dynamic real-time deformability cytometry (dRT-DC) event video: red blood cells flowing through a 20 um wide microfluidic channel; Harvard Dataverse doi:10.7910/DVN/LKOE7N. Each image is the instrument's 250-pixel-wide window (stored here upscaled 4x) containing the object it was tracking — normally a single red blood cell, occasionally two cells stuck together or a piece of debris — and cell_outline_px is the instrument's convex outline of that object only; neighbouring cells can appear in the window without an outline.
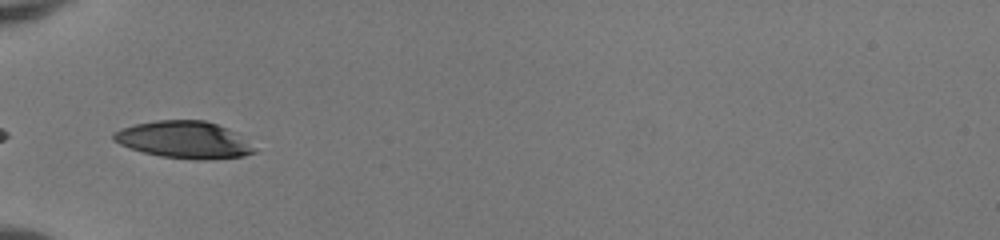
{"species": "human", "species_latin": "Homo sapiens", "temperature_condition": "room temperature", "stored_images_in_passage": 33, "camera_frame_rate_fps": 3000, "um_per_image_px": 0.085, "donor": {"sex": "female"}, "frame": {"image": 1, "passage_image": 1, "time_ms": 0.0, "image_size_px": [1000, 240], "cell_outline_px": [[256, 152], [244, 156], [212, 160], [196, 160], [160, 156], [144, 152], [120, 144], [112, 140], [112, 132], [120, 128], [136, 124], [156, 120], [204, 120], [228, 128], [236, 132]], "centroid_in_image_um": [15.61, 11.88], "position_along_channel_um": 69.4, "area_um2": 30.29}}
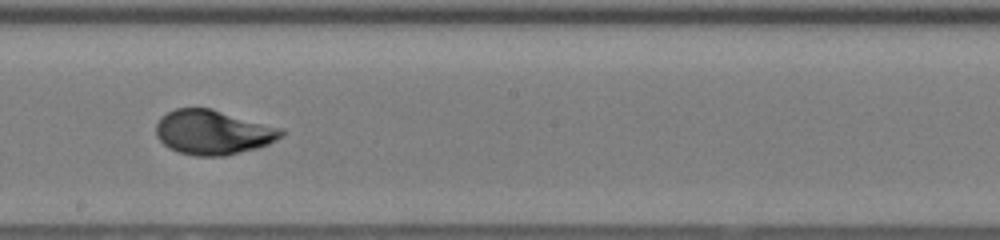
{"frame": {"image": 2, "passage_image": 13, "time_ms": 4.0, "image_size_px": [1000, 240], "cell_outline_px": [[284, 132], [276, 140], [268, 144], [256, 148], [224, 156], [196, 156], [180, 152], [168, 148], [156, 136], [156, 124], [160, 116], [176, 108], [212, 108], [284, 128]], "centroid_in_image_um": [18.1, 11.23], "position_along_channel_um": 230.1, "area_um2": 32.66}}
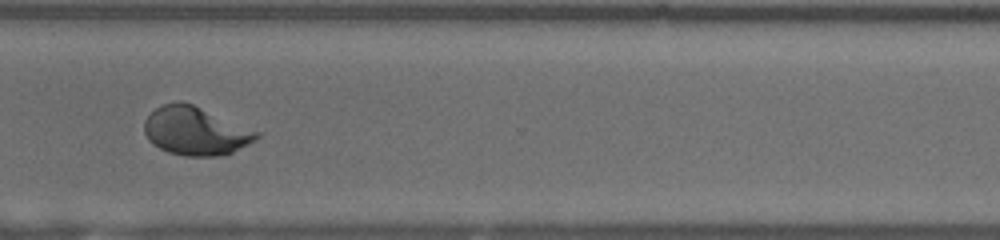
{"frame": {"image": 3, "passage_image": 22, "time_ms": 7.0, "image_size_px": [1000, 240], "cell_outline_px": [[264, 132], [256, 140], [224, 156], [184, 156], [168, 152], [152, 144], [148, 140], [144, 132], [144, 120], [160, 104], [180, 100], [192, 104]], "centroid_in_image_um": [16.65, 11.13], "position_along_channel_um": 353.9, "area_um2": 32.19}, "authors_computed_cell_mechanics": {"area_um2": 32.079, "velocity_mm_per_s": 4.1279, "shape_relaxation_time_tau1_ms": 3.8703, "shape_relaxation_time_tau2_ms": null, "deformation_change_tau1": 0.1915, "deformation_change_tau2": null}}